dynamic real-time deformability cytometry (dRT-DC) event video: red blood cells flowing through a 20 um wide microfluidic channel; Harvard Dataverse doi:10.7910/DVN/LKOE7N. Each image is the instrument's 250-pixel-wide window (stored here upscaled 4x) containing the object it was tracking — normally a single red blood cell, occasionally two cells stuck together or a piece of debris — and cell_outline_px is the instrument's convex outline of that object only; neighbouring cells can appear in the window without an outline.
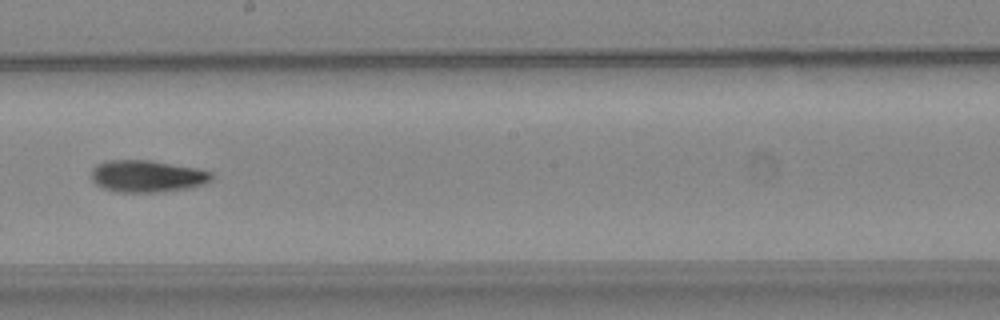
{"species": "common noctule bat (a hibernating species)", "species_latin": "Nyctalus noctula", "temperature_condition": "warm", "stored_images_in_passage": 38, "camera_frame_rate_fps": 3000, "um_per_image_px": 0.085, "animal": {"sex": "female", "body_mass_g": 24.6, "forearm_length_mm": 56.2}, "frame": {"image": 1, "passage_image": 16, "time_ms": 5.0, "image_size_px": [1000, 320], "cell_outline_px": [[212, 180], [204, 184], [192, 188], [164, 192], [120, 192], [104, 188], [96, 184], [92, 180], [92, 168], [96, 164], [104, 160], [148, 160], [196, 168], [212, 172]], "centroid_in_image_um": [12.51, 14.98], "position_along_channel_um": 235.7, "area_um2": 22.54}}
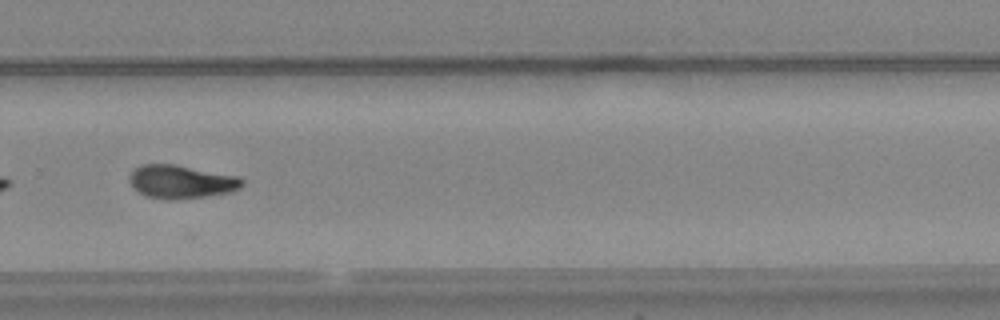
{"frame": {"image": 2, "passage_image": 22, "time_ms": 7.0, "image_size_px": [1000, 320], "cell_outline_px": [[244, 184], [240, 188], [228, 192], [208, 196], [176, 200], [168, 200], [144, 196], [128, 180], [128, 176], [140, 164], [176, 164], [240, 176], [244, 180]], "centroid_in_image_um": [15.43, 15.44], "position_along_channel_um": 314.4, "area_um2": 22.14}}
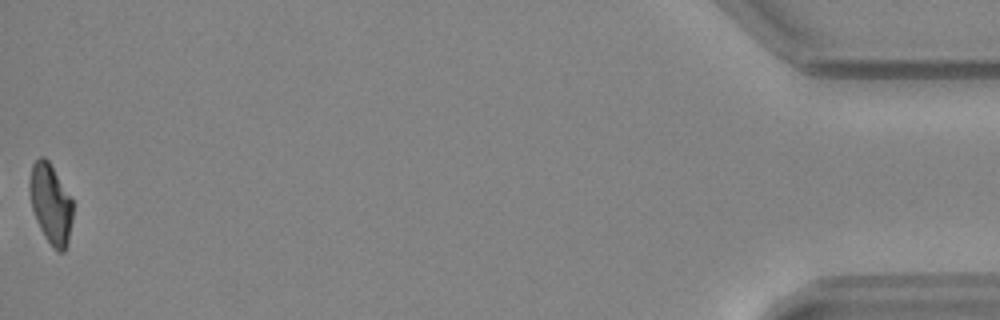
{"frame": {"image": 3, "passage_image": 38, "time_ms": 12.333, "image_size_px": [1000, 320], "cell_outline_px": [[72, 220], [68, 244], [64, 252], [60, 252], [52, 248], [44, 236], [36, 220], [32, 208], [28, 188], [28, 180], [32, 164], [40, 156], [44, 156], [48, 160], [72, 200]], "centroid_in_image_um": [4.29, 17.34], "position_along_channel_um": 430.9, "area_um2": 20.17}, "authors_computed_cell_mechanics": {"area_um2": 21.7617, "velocity_mm_per_s": 3.9699, "shape_relaxation_time_tau1_ms": 5.088, "shape_relaxation_time_tau2_ms": null, "deformation_change_tau1": 0.1914, "deformation_change_tau2": null}}